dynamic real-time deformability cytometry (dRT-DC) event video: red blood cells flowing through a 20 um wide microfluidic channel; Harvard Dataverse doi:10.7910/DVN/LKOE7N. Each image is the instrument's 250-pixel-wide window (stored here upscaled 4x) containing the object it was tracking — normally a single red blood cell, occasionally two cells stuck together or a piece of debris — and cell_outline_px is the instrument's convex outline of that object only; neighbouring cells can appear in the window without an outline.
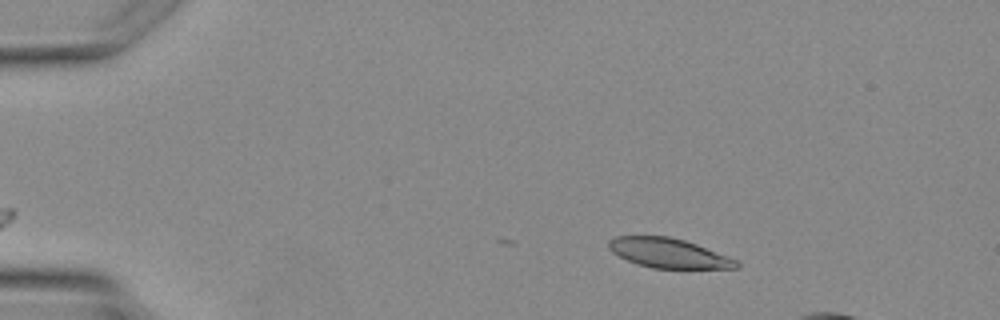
{"species": "Egyptian fruit bat (a non-hibernating species)", "species_latin": "Rousettus aegyptiacus", "temperature_condition": "warm", "stored_images_in_passage": 4, "camera_frame_rate_fps": 3000, "um_per_image_px": 0.085, "animal": {"sex": "female"}, "frame": {"image": 1, "passage_image": 2, "time_ms": 2.0, "image_size_px": [1000, 320], "cell_outline_px": [[740, 264], [736, 268], [652, 268], [636, 264], [612, 252], [608, 248], [608, 240], [616, 236], [668, 236], [684, 240], [696, 244], [736, 260]], "centroid_in_image_um": [56.77, 21.51], "position_along_channel_um": 28.2, "area_um2": 21.73}}